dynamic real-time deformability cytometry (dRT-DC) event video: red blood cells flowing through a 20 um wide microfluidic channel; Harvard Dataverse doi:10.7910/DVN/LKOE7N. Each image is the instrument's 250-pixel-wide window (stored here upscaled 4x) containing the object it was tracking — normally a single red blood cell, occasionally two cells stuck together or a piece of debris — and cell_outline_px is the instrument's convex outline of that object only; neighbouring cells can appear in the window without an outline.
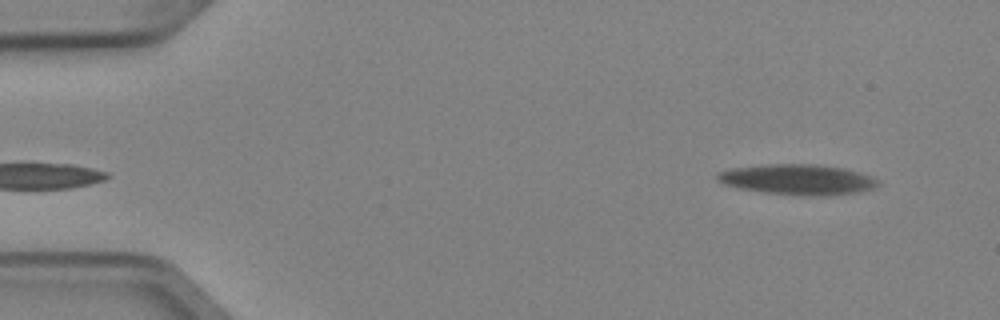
{"species": "Egyptian fruit bat (a non-hibernating species)", "species_latin": "Rousettus aegyptiacus", "temperature_condition": "cold", "stored_images_in_passage": 5, "camera_frame_rate_fps": 3000, "um_per_image_px": 0.085, "animal": {"sex": "female"}, "frame": {"image": 1, "passage_image": 5, "time_ms": 1.333, "image_size_px": [1000, 320], "cell_outline_px": [[880, 184], [872, 188], [856, 192], [820, 196], [800, 196], [764, 192], [740, 188], [724, 184], [716, 180], [716, 172], [732, 168], [768, 164], [812, 164], [844, 168], [860, 172], [872, 176], [880, 180]], "centroid_in_image_um": [67.8, 15.26], "position_along_channel_um": 17.2, "area_um2": 28.55}}